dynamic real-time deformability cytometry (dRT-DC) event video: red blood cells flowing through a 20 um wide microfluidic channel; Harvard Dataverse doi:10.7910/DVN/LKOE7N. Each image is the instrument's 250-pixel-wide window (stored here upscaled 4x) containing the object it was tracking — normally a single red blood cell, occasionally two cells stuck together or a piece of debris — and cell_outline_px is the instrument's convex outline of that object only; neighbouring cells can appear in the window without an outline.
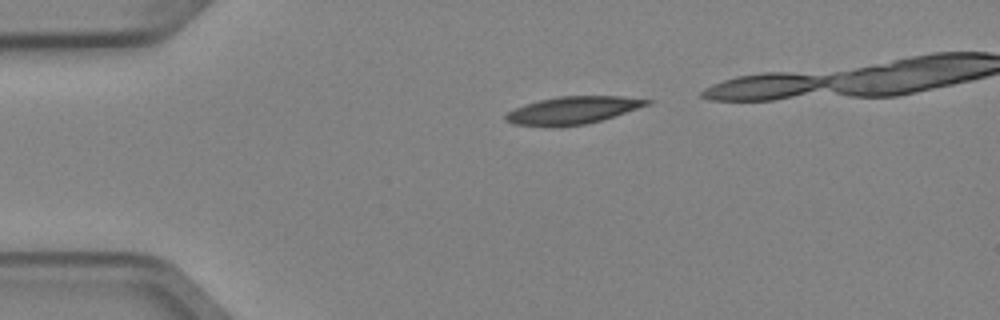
{"species": "Egyptian fruit bat (a non-hibernating species)", "species_latin": "Rousettus aegyptiacus", "temperature_condition": "cold", "stored_images_in_passage": 3, "camera_frame_rate_fps": 3000, "um_per_image_px": 0.085, "animal": {"sex": "female"}, "frame": {"image": 1, "passage_image": 1, "time_ms": 0.0, "image_size_px": [1000, 320], "cell_outline_px": [[656, 100], [652, 104], [600, 120], [584, 124], [512, 124], [504, 120], [504, 116], [508, 112], [524, 104], [556, 96], [624, 96]], "centroid_in_image_um": [48.78, 9.32], "position_along_channel_um": 36.2, "area_um2": 21.96}}